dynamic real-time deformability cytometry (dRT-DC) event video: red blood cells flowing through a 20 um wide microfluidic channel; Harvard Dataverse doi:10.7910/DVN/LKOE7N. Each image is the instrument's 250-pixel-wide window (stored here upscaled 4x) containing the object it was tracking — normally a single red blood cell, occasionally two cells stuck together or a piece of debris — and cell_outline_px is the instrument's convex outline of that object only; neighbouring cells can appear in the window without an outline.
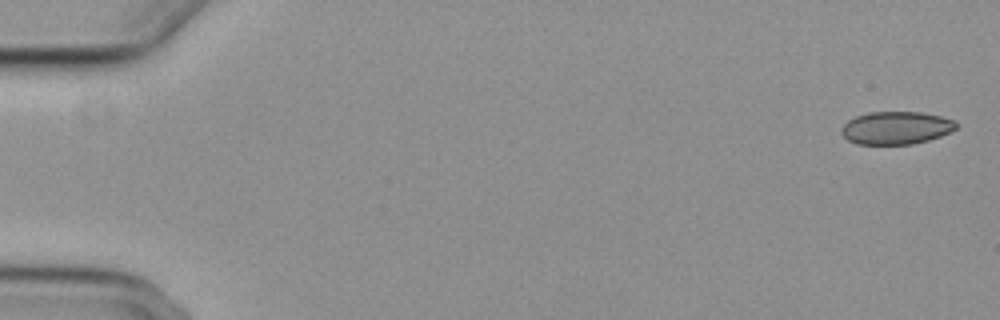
{"species": "common noctule bat (a hibernating species)", "species_latin": "Nyctalus noctula", "temperature_condition": "cold", "stored_images_in_passage": 10, "camera_frame_rate_fps": 3000, "um_per_image_px": 0.085, "animal": {"sex": "female", "body_mass_g": 29.2, "forearm_length_mm": 56.3}, "frame": {"image": 1, "passage_image": 1, "time_ms": 0.0, "image_size_px": [1000, 320], "cell_outline_px": [[960, 124], [956, 128], [940, 136], [928, 140], [912, 144], [856, 144], [848, 140], [840, 132], [844, 124], [848, 120], [856, 116], [868, 112], [920, 112], [940, 116], [956, 120]], "centroid_in_image_um": [76.18, 10.86], "position_along_channel_um": 8.8, "area_um2": 21.96}}
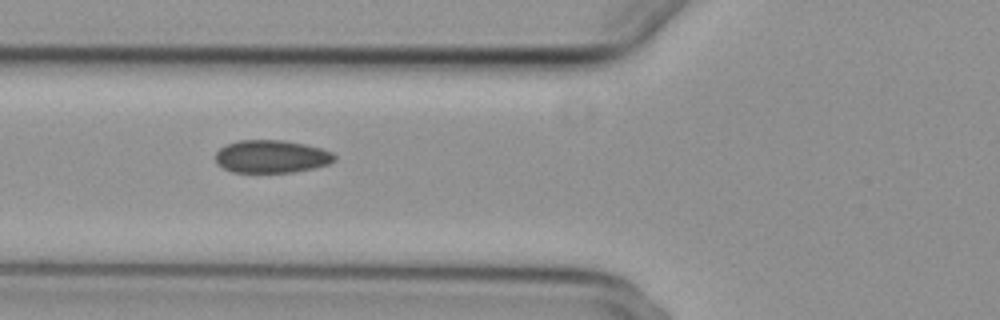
{"frame": {"image": 2, "passage_image": 6, "time_ms": 6.667, "image_size_px": [1000, 320], "cell_outline_px": [[336, 160], [328, 164], [312, 168], [292, 172], [232, 172], [216, 164], [216, 152], [224, 144], [236, 140], [284, 140], [304, 144], [320, 148], [332, 152], [336, 156]], "centroid_in_image_um": [23.05, 13.29], "position_along_channel_um": 102.8, "area_um2": 22.83}}
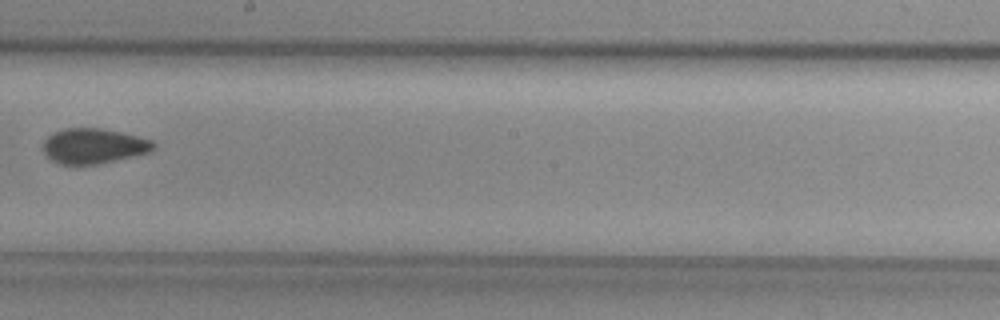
{"frame": {"image": 3, "passage_image": 9, "time_ms": 10.333, "image_size_px": [1000, 320], "cell_outline_px": [[156, 148], [148, 152], [116, 160], [76, 168], [60, 164], [52, 160], [40, 148], [44, 140], [52, 132], [64, 128], [104, 128], [152, 140], [156, 144]], "centroid_in_image_um": [7.89, 12.43], "position_along_channel_um": 240.3, "area_um2": 23.18}}